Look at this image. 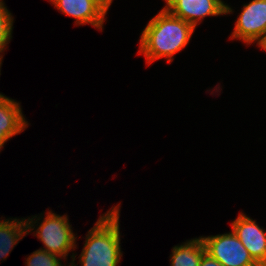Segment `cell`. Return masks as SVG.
<instances>
[{
	"mask_svg": "<svg viewBox=\"0 0 266 266\" xmlns=\"http://www.w3.org/2000/svg\"><path fill=\"white\" fill-rule=\"evenodd\" d=\"M194 31L191 24L173 16L163 7L141 32L138 55L146 57L147 65L162 58L171 63L173 56L189 44Z\"/></svg>",
	"mask_w": 266,
	"mask_h": 266,
	"instance_id": "6da1fadb",
	"label": "cell"
},
{
	"mask_svg": "<svg viewBox=\"0 0 266 266\" xmlns=\"http://www.w3.org/2000/svg\"><path fill=\"white\" fill-rule=\"evenodd\" d=\"M40 217V215L39 217L35 215L32 216V218H25L28 234L35 230L34 236L37 235L36 237L40 239L44 245V247L40 249L49 253H54L66 260L69 252L75 251L77 246V237L75 236L77 234L73 233L68 216H60L52 210H49L46 212L45 218L43 216ZM38 220H42L41 223ZM34 225L37 226V229Z\"/></svg>",
	"mask_w": 266,
	"mask_h": 266,
	"instance_id": "3957f363",
	"label": "cell"
},
{
	"mask_svg": "<svg viewBox=\"0 0 266 266\" xmlns=\"http://www.w3.org/2000/svg\"><path fill=\"white\" fill-rule=\"evenodd\" d=\"M14 18L12 13L5 6V2L0 0V67L2 65L4 51L12 39Z\"/></svg>",
	"mask_w": 266,
	"mask_h": 266,
	"instance_id": "7c38bea8",
	"label": "cell"
},
{
	"mask_svg": "<svg viewBox=\"0 0 266 266\" xmlns=\"http://www.w3.org/2000/svg\"><path fill=\"white\" fill-rule=\"evenodd\" d=\"M9 219L0 220V260H6L19 240L28 235L25 218Z\"/></svg>",
	"mask_w": 266,
	"mask_h": 266,
	"instance_id": "30bf717a",
	"label": "cell"
},
{
	"mask_svg": "<svg viewBox=\"0 0 266 266\" xmlns=\"http://www.w3.org/2000/svg\"><path fill=\"white\" fill-rule=\"evenodd\" d=\"M199 266H223L219 261L212 258L207 252L202 257Z\"/></svg>",
	"mask_w": 266,
	"mask_h": 266,
	"instance_id": "5bb4252c",
	"label": "cell"
},
{
	"mask_svg": "<svg viewBox=\"0 0 266 266\" xmlns=\"http://www.w3.org/2000/svg\"><path fill=\"white\" fill-rule=\"evenodd\" d=\"M54 7L75 19V25L90 24L103 30L107 10L96 0H49Z\"/></svg>",
	"mask_w": 266,
	"mask_h": 266,
	"instance_id": "ba28073f",
	"label": "cell"
},
{
	"mask_svg": "<svg viewBox=\"0 0 266 266\" xmlns=\"http://www.w3.org/2000/svg\"><path fill=\"white\" fill-rule=\"evenodd\" d=\"M232 231L248 250L252 258L260 265L266 266V231L255 220L240 212L231 223Z\"/></svg>",
	"mask_w": 266,
	"mask_h": 266,
	"instance_id": "52a82bcc",
	"label": "cell"
},
{
	"mask_svg": "<svg viewBox=\"0 0 266 266\" xmlns=\"http://www.w3.org/2000/svg\"><path fill=\"white\" fill-rule=\"evenodd\" d=\"M20 103L0 94V148L15 135L28 127Z\"/></svg>",
	"mask_w": 266,
	"mask_h": 266,
	"instance_id": "9c48e42d",
	"label": "cell"
},
{
	"mask_svg": "<svg viewBox=\"0 0 266 266\" xmlns=\"http://www.w3.org/2000/svg\"><path fill=\"white\" fill-rule=\"evenodd\" d=\"M206 252L202 236L187 240L174 246L170 254V266H199L202 255Z\"/></svg>",
	"mask_w": 266,
	"mask_h": 266,
	"instance_id": "8fae6325",
	"label": "cell"
},
{
	"mask_svg": "<svg viewBox=\"0 0 266 266\" xmlns=\"http://www.w3.org/2000/svg\"><path fill=\"white\" fill-rule=\"evenodd\" d=\"M120 204L100 215L85 236L79 256L81 266H117L122 257L120 234Z\"/></svg>",
	"mask_w": 266,
	"mask_h": 266,
	"instance_id": "7a4b0ae2",
	"label": "cell"
},
{
	"mask_svg": "<svg viewBox=\"0 0 266 266\" xmlns=\"http://www.w3.org/2000/svg\"><path fill=\"white\" fill-rule=\"evenodd\" d=\"M75 255L77 254L72 253V262L68 266H76L74 263L76 258ZM61 258L62 257L54 253H49L45 250L38 249L28 256L25 264L26 266H66L62 264Z\"/></svg>",
	"mask_w": 266,
	"mask_h": 266,
	"instance_id": "4fadbf2b",
	"label": "cell"
},
{
	"mask_svg": "<svg viewBox=\"0 0 266 266\" xmlns=\"http://www.w3.org/2000/svg\"><path fill=\"white\" fill-rule=\"evenodd\" d=\"M206 252L223 266H260L233 231L202 237Z\"/></svg>",
	"mask_w": 266,
	"mask_h": 266,
	"instance_id": "277c9868",
	"label": "cell"
},
{
	"mask_svg": "<svg viewBox=\"0 0 266 266\" xmlns=\"http://www.w3.org/2000/svg\"><path fill=\"white\" fill-rule=\"evenodd\" d=\"M257 46L263 49L266 52V34L264 37L257 43Z\"/></svg>",
	"mask_w": 266,
	"mask_h": 266,
	"instance_id": "2e32d148",
	"label": "cell"
},
{
	"mask_svg": "<svg viewBox=\"0 0 266 266\" xmlns=\"http://www.w3.org/2000/svg\"><path fill=\"white\" fill-rule=\"evenodd\" d=\"M164 8L173 16L181 18L195 29L207 16L228 15L233 9L222 0H164Z\"/></svg>",
	"mask_w": 266,
	"mask_h": 266,
	"instance_id": "8992f818",
	"label": "cell"
},
{
	"mask_svg": "<svg viewBox=\"0 0 266 266\" xmlns=\"http://www.w3.org/2000/svg\"><path fill=\"white\" fill-rule=\"evenodd\" d=\"M266 34V0H252L243 4L230 38L247 45L258 43Z\"/></svg>",
	"mask_w": 266,
	"mask_h": 266,
	"instance_id": "5b68a950",
	"label": "cell"
},
{
	"mask_svg": "<svg viewBox=\"0 0 266 266\" xmlns=\"http://www.w3.org/2000/svg\"><path fill=\"white\" fill-rule=\"evenodd\" d=\"M96 1L99 2L108 11L113 0H96Z\"/></svg>",
	"mask_w": 266,
	"mask_h": 266,
	"instance_id": "9a60e30c",
	"label": "cell"
}]
</instances>
